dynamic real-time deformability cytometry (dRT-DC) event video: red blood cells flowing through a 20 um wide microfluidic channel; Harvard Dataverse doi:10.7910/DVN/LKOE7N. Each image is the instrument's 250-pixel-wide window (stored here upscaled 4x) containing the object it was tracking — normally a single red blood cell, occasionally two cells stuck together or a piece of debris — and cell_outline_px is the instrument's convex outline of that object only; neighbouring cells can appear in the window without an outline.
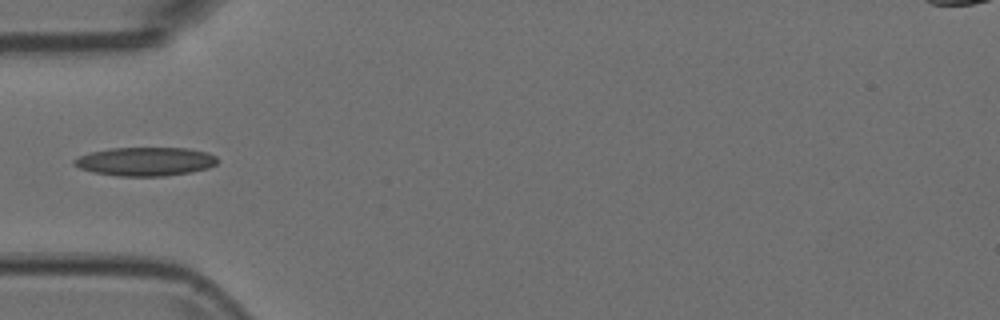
{"species": "Egyptian fruit bat (a non-hibernating species)", "species_latin": "Rousettus aegyptiacus", "temperature_condition": "room temperature", "stored_images_in_passage": 37, "camera_frame_rate_fps": 3000, "um_per_image_px": 0.085, "animal": {"sex": "female"}, "frame": {"image": 1, "passage_image": 1, "time_ms": 0.0, "image_size_px": [1000, 320], "cell_outline_px": [[220, 160], [216, 164], [208, 168], [192, 172], [164, 176], [120, 176], [92, 172], [80, 168], [72, 164], [72, 160], [80, 156], [92, 152], [112, 148], [188, 148], [208, 152], [216, 156]], "centroid_in_image_um": [12.4, 13.73], "position_along_channel_um": 72.6, "area_um2": 24.04}}
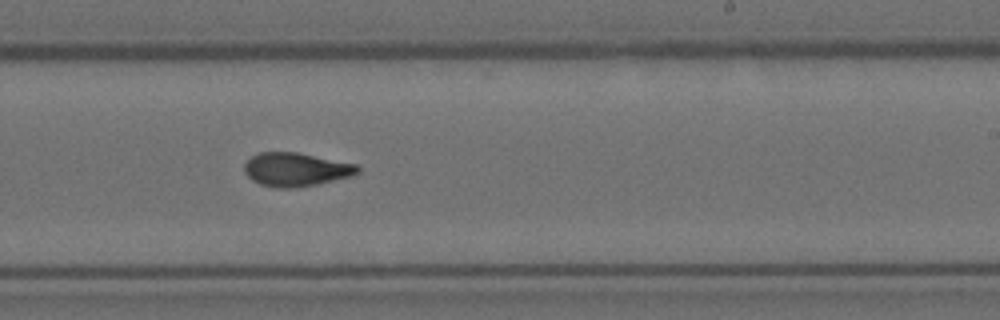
{"frame": {"image": 2, "passage_image": 16, "time_ms": 5.0, "image_size_px": [1000, 320], "cell_outline_px": [[360, 172], [352, 176], [316, 184], [296, 188], [276, 188], [260, 184], [252, 180], [244, 172], [244, 164], [252, 156], [260, 152], [296, 152], [356, 164], [360, 168]], "centroid_in_image_um": [25.14, 14.41], "position_along_channel_um": 263.9, "area_um2": 22.14}}
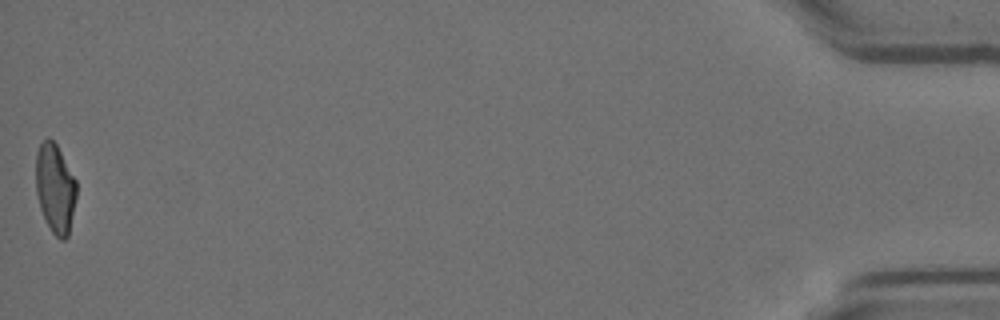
{"frame": {"image": 3, "passage_image": 37, "time_ms": 12.0, "image_size_px": [1000, 320], "cell_outline_px": [[76, 196], [68, 236], [64, 240], [60, 240], [52, 232], [40, 208], [36, 192], [36, 152], [40, 144], [48, 136], [56, 144], [76, 180]], "centroid_in_image_um": [4.68, 16.0], "position_along_channel_um": 430.5, "area_um2": 20.92}}